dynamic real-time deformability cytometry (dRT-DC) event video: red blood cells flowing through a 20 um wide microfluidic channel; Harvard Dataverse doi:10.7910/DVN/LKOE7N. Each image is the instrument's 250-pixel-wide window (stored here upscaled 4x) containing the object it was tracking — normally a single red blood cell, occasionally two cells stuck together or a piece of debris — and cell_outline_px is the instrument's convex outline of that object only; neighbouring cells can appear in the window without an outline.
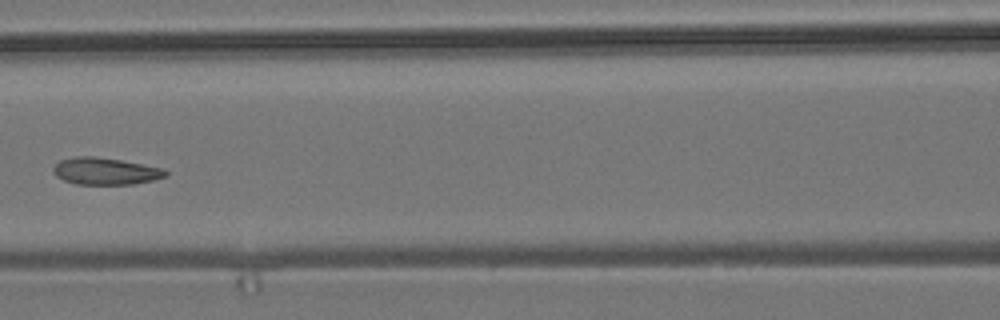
{"species": "common noctule bat (a hibernating species)", "species_latin": "Nyctalus noctula", "temperature_condition": "room temperature", "stored_images_in_passage": 7, "camera_frame_rate_fps": 3000, "um_per_image_px": 0.085, "animal": {"sex": "male", "body_mass_g": 19.2, "forearm_length_mm": 51.8}, "frame": {"image": 1, "passage_image": 7, "time_ms": 7.333, "image_size_px": [1000, 320], "cell_outline_px": [[168, 176], [152, 180], [132, 184], [76, 184], [64, 180], [56, 176], [52, 172], [52, 168], [60, 160], [76, 156], [96, 156], [120, 160], [164, 168], [168, 172]], "centroid_in_image_um": [8.95, 14.54], "position_along_channel_um": 157.6, "area_um2": 17.69}}